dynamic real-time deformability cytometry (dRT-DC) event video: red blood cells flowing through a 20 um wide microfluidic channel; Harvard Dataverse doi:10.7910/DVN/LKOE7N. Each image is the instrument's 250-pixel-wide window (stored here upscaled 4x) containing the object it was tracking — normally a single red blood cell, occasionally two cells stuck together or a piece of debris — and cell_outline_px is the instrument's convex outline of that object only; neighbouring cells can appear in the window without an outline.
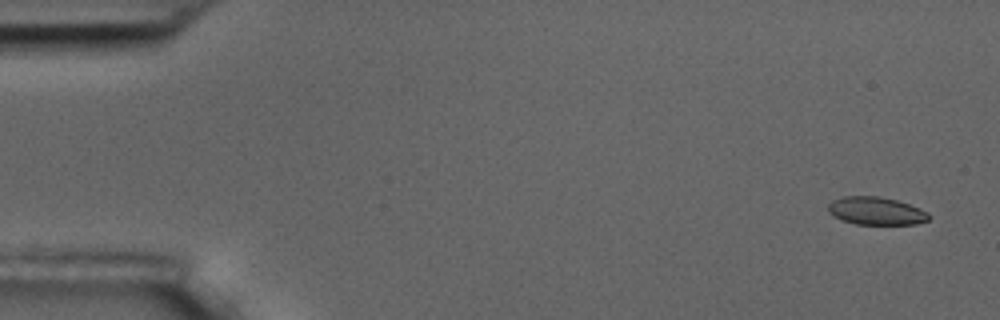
{"species": "common noctule bat (a hibernating species)", "species_latin": "Nyctalus noctula", "temperature_condition": "room temperature", "stored_images_in_passage": 21, "camera_frame_rate_fps": 3000, "um_per_image_px": 0.085, "animal": {"sex": "male", "body_mass_g": 17.5, "forearm_length_mm": 52.3}, "frame": {"image": 1, "passage_image": 3, "time_ms": 0.667, "image_size_px": [1000, 320], "cell_outline_px": [[932, 216], [928, 220], [916, 224], [856, 224], [840, 220], [832, 216], [828, 212], [828, 204], [832, 200], [844, 196], [880, 196], [896, 200], [920, 208], [928, 212]], "centroid_in_image_um": [74.45, 17.93], "position_along_channel_um": 10.5, "area_um2": 16.53}}
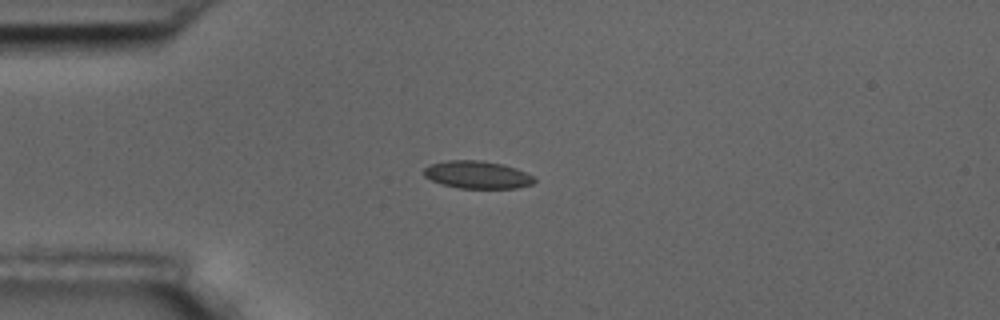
{"frame": {"image": 2, "passage_image": 15, "time_ms": 4.667, "image_size_px": [1000, 320], "cell_outline_px": [[536, 180], [532, 184], [516, 188], [460, 188], [440, 184], [424, 176], [424, 168], [432, 164], [448, 160], [480, 160], [504, 164], [516, 168], [532, 176]], "centroid_in_image_um": [40.57, 14.85], "position_along_channel_um": 44.4, "area_um2": 17.69}}